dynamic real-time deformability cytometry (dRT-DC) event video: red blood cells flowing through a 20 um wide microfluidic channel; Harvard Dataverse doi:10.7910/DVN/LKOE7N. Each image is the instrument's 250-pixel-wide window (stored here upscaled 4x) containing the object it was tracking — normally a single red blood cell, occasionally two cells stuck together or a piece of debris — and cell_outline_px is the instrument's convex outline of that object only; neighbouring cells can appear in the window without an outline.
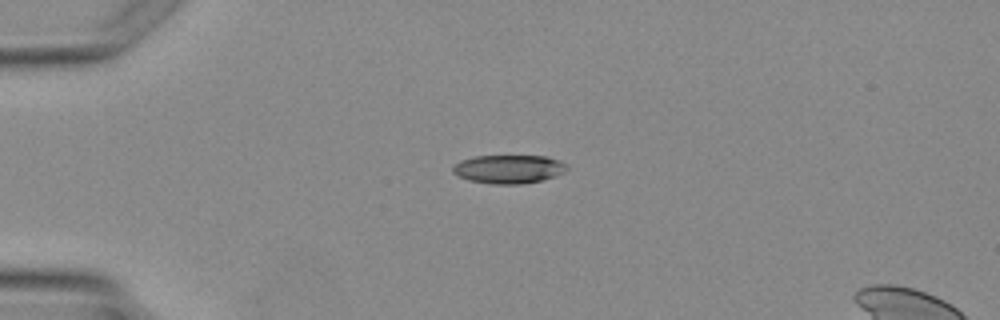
{"species": "Egyptian fruit bat (a non-hibernating species)", "species_latin": "Rousettus aegyptiacus", "temperature_condition": "warm", "stored_images_in_passage": 2, "camera_frame_rate_fps": 3000, "um_per_image_px": 0.085, "animal": {"sex": "female"}, "frame": {"image": 1, "passage_image": 1, "time_ms": 0.0, "image_size_px": [1000, 320], "cell_outline_px": [[568, 168], [564, 172], [556, 176], [524, 184], [492, 184], [468, 180], [452, 172], [452, 168], [460, 160], [476, 156], [548, 156], [560, 160], [568, 164]], "centroid_in_image_um": [43.28, 14.37], "position_along_channel_um": 41.7, "area_um2": 19.07}}